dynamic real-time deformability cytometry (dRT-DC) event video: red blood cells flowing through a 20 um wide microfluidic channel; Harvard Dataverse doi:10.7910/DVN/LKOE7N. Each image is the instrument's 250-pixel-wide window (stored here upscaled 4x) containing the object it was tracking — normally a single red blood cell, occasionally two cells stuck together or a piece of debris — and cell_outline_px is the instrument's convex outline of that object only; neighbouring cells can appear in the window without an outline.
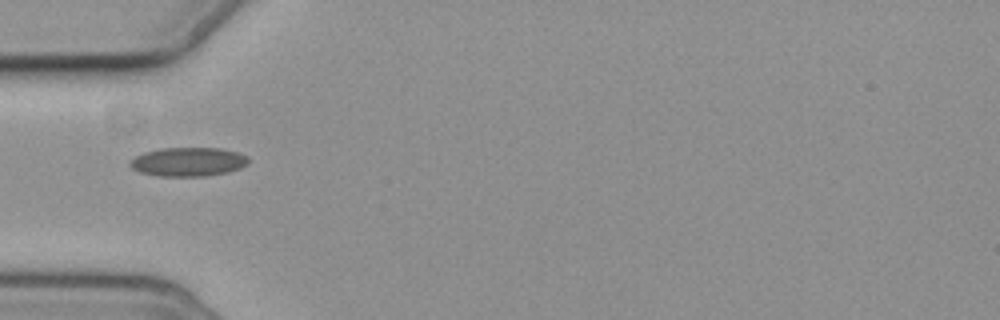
{"species": "common noctule bat (a hibernating species)", "species_latin": "Nyctalus noctula", "temperature_condition": "cold", "stored_images_in_passage": 1, "camera_frame_rate_fps": 3000, "um_per_image_px": 0.085, "animal": {"sex": "female", "body_mass_g": 19.3, "forearm_length_mm": 54.1}, "frame": {"image": 1, "passage_image": 1, "time_ms": 0.0, "image_size_px": [1000, 320], "cell_outline_px": [[248, 164], [240, 168], [228, 172], [204, 176], [160, 176], [140, 172], [132, 168], [128, 164], [128, 160], [144, 152], [164, 148], [220, 148], [236, 152], [248, 156]], "centroid_in_image_um": [15.98, 13.75], "position_along_channel_um": 69.0, "area_um2": 19.94}}